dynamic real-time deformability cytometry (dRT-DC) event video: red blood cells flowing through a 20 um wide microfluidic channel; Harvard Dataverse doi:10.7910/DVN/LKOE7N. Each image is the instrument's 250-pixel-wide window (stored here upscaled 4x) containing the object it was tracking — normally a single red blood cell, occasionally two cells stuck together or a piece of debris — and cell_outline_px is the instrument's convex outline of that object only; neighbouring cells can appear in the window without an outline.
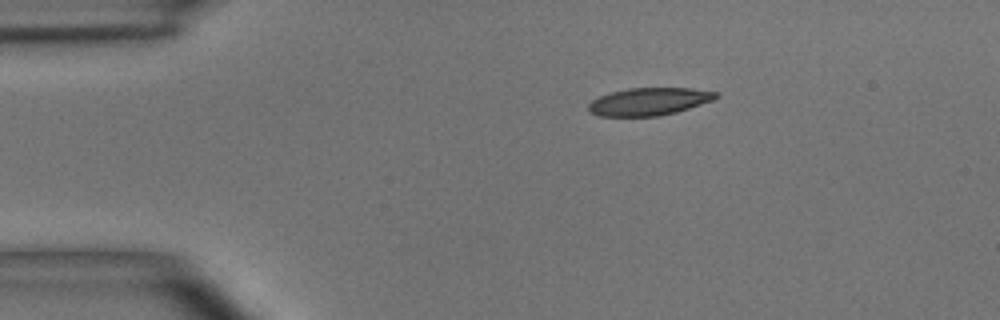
{"species": "common noctule bat (a hibernating species)", "species_latin": "Nyctalus noctula", "temperature_condition": "room temperature", "stored_images_in_passage": 6, "camera_frame_rate_fps": 3000, "um_per_image_px": 0.085, "animal": {"sex": "male", "body_mass_g": 15.6}, "frame": {"image": 1, "passage_image": 1, "time_ms": 0.0, "image_size_px": [1000, 320], "cell_outline_px": [[720, 96], [712, 100], [676, 112], [660, 116], [600, 116], [588, 112], [588, 104], [592, 100], [600, 96], [612, 92], [628, 88], [692, 88], [720, 92]], "centroid_in_image_um": [55.17, 8.63], "position_along_channel_um": 29.8, "area_um2": 20.52}}
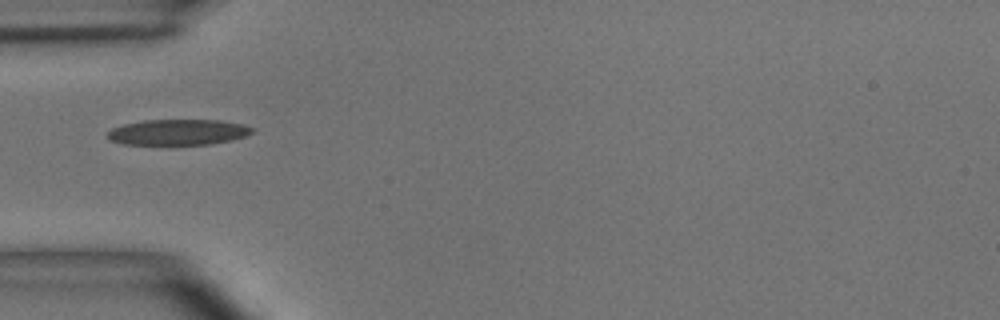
{"frame": {"image": 2, "passage_image": 3, "time_ms": 2.333, "image_size_px": [1000, 320], "cell_outline_px": [[256, 128], [252, 132], [244, 136], [232, 140], [208, 144], [124, 144], [108, 140], [104, 136], [112, 128], [124, 124], [144, 120], [220, 120], [244, 124]], "centroid_in_image_um": [15.12, 11.23], "position_along_channel_um": 69.9, "area_um2": 21.73}}
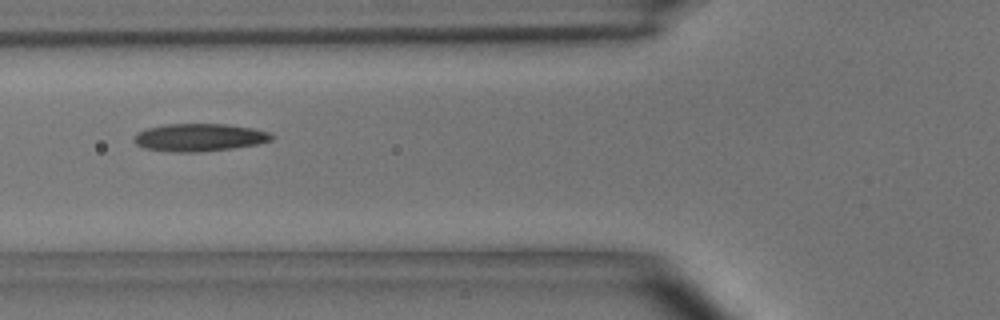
{"frame": {"image": 3, "passage_image": 4, "time_ms": 3.333, "image_size_px": [1000, 320], "cell_outline_px": [[276, 136], [272, 140], [260, 144], [232, 148], [200, 152], [172, 152], [144, 148], [136, 144], [132, 140], [136, 132], [148, 128], [164, 124], [224, 124], [252, 128], [268, 132]], "centroid_in_image_um": [16.94, 11.68], "position_along_channel_um": 108.9, "area_um2": 22.37}}